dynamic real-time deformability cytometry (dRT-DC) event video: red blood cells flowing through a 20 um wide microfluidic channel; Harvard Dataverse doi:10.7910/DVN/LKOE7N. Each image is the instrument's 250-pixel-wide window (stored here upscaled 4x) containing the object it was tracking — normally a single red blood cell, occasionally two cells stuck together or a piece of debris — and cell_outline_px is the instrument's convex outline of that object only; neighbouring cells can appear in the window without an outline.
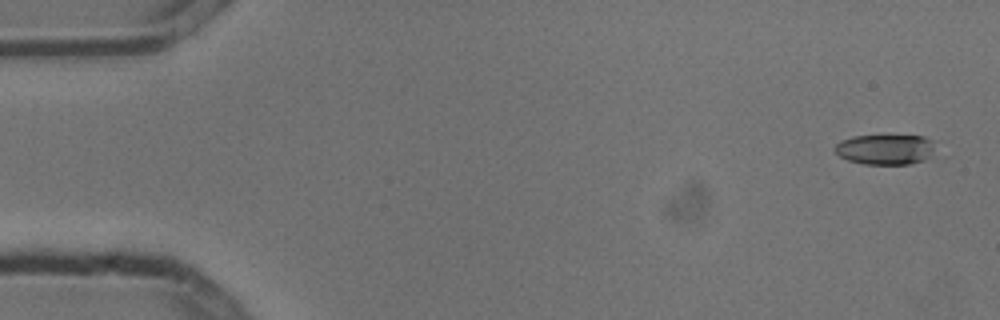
{"species": "common noctule bat (a hibernating species)", "species_latin": "Nyctalus noctula", "temperature_condition": "cold", "stored_images_in_passage": 4, "camera_frame_rate_fps": 3000, "um_per_image_px": 0.085, "animal": {"sex": "male", "body_mass_g": 13.3}, "frame": {"image": 1, "passage_image": 1, "time_ms": 0.0, "image_size_px": [1000, 320], "cell_outline_px": [[936, 140], [928, 156], [924, 160], [908, 164], [864, 164], [848, 160], [840, 156], [832, 148], [840, 140], [852, 136], [924, 136]], "centroid_in_image_um": [75.21, 12.69], "position_along_channel_um": 9.8, "area_um2": 17.63}}
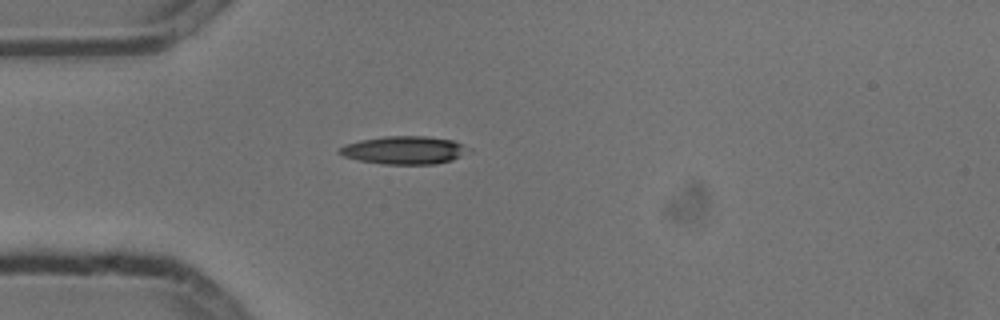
{"frame": {"image": 2, "passage_image": 4, "time_ms": 1.0, "image_size_px": [1000, 320], "cell_outline_px": [[472, 152], [452, 160], [436, 164], [380, 164], [360, 160], [344, 156], [336, 152], [336, 148], [344, 144], [360, 140], [384, 136], [428, 136], [452, 140], [472, 148]], "centroid_in_image_um": [34.38, 12.76], "position_along_channel_um": 50.6, "area_um2": 21.44}}